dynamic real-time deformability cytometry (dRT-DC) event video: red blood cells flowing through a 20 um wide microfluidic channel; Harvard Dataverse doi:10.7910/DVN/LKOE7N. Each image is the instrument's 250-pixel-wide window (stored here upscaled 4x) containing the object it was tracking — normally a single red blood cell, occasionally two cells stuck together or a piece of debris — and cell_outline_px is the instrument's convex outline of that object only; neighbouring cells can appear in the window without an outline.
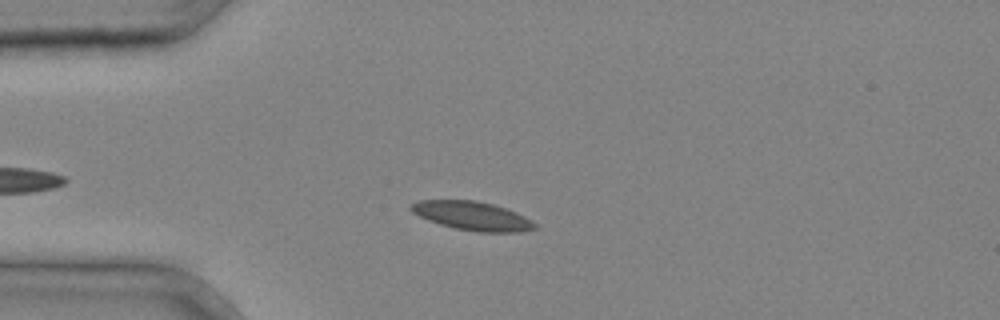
{"species": "common noctule bat (a hibernating species)", "species_latin": "Nyctalus noctula", "temperature_condition": "cold", "stored_images_in_passage": 2, "camera_frame_rate_fps": 3000, "um_per_image_px": 0.085, "animal": {"sex": "male", "body_mass_g": 20.4}, "frame": {"image": 1, "passage_image": 1, "time_ms": 0.0, "image_size_px": [1000, 320], "cell_outline_px": [[536, 228], [520, 232], [480, 232], [456, 228], [440, 224], [428, 220], [412, 212], [408, 208], [412, 204], [420, 200], [476, 200], [492, 204], [516, 212], [532, 220], [536, 224]], "centroid_in_image_um": [40.15, 18.35], "position_along_channel_um": 44.9, "area_um2": 20.58}}
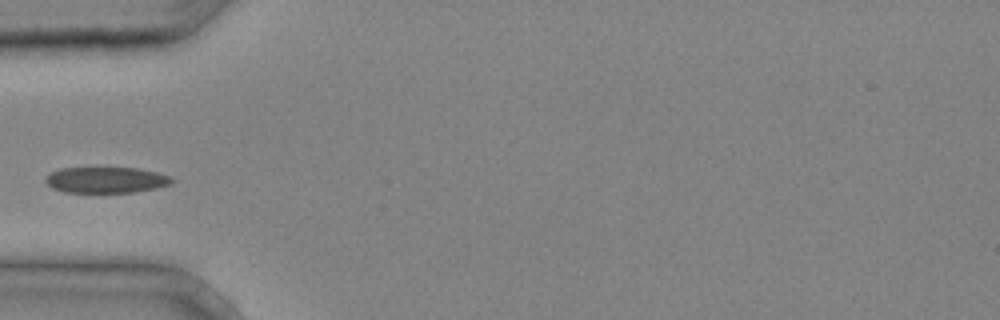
{"frame": {"image": 2, "passage_image": 2, "time_ms": 0.333, "image_size_px": [1000, 320], "cell_outline_px": [[176, 180], [168, 184], [156, 188], [132, 192], [64, 192], [52, 188], [44, 180], [44, 176], [60, 168], [136, 168], [156, 172], [168, 176]], "centroid_in_image_um": [8.97, 15.29], "position_along_channel_um": 76.0, "area_um2": 18.96}}